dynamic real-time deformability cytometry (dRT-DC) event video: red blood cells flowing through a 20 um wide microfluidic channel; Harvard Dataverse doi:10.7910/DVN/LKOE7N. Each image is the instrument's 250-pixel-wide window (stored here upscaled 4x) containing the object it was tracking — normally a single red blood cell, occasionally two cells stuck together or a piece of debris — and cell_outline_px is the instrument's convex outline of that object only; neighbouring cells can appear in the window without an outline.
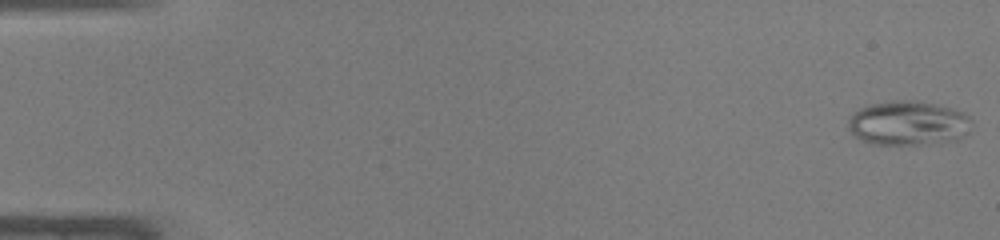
{"species": "common noctule bat (a hibernating species)", "species_latin": "Nyctalus noctula", "temperature_condition": "warm", "stored_images_in_passage": 47, "camera_frame_rate_fps": 3000, "um_per_image_px": 0.085, "animal": {"sex": "male", "body_mass_g": 19.0, "forearm_length_mm": 50.8}, "frame": {"image": 1, "passage_image": 1, "time_ms": 0.0, "image_size_px": [1000, 240], "cell_outline_px": [[972, 124], [968, 132], [960, 140], [920, 144], [872, 144], [860, 140], [848, 128], [848, 120], [860, 108], [872, 104], [892, 100], [916, 100], [936, 104], [952, 108], [964, 112], [972, 120]], "centroid_in_image_um": [77.24, 10.46], "position_along_channel_um": 7.8, "area_um2": 32.08}}
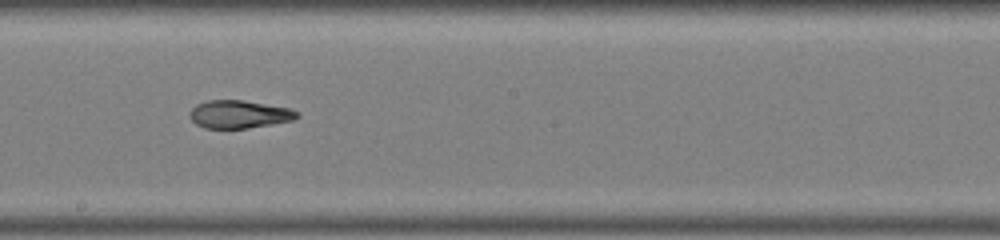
{"frame": {"image": 2, "passage_image": 27, "time_ms": 8.667, "image_size_px": [1000, 240], "cell_outline_px": [[300, 116], [292, 120], [272, 124], [248, 128], [204, 128], [196, 124], [188, 116], [188, 112], [196, 104], [208, 100], [244, 100], [292, 108]], "centroid_in_image_um": [20.3, 9.7], "position_along_channel_um": 227.9, "area_um2": 17.57}}
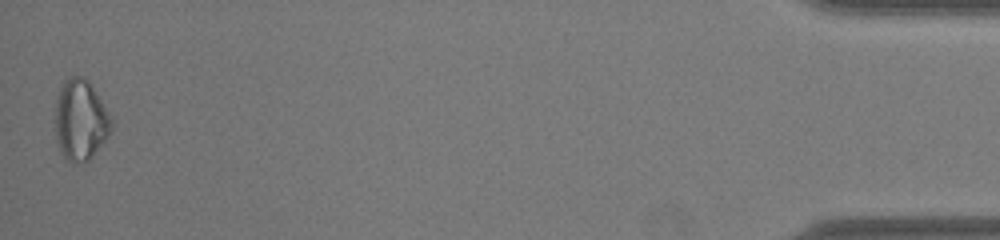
{"frame": {"image": 3, "passage_image": 47, "time_ms": 15.333, "image_size_px": [1000, 240], "cell_outline_px": [[116, 120], [108, 136], [88, 160], [72, 164], [60, 152], [56, 140], [56, 96], [64, 80], [72, 76], [84, 76], [88, 80]], "centroid_in_image_um": [6.87, 10.18], "position_along_channel_um": 428.3, "area_um2": 26.76}, "authors_computed_cell_mechanics": {"area_um2": 21.0392, "velocity_mm_per_s": 4.2986, "shape_relaxation_time_tau1_ms": null, "shape_relaxation_time_tau2_ms": 3.4975, "deformation_change_tau1": null, "deformation_change_tau2": 0.0837}}